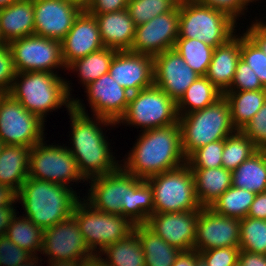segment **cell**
I'll return each instance as SVG.
<instances>
[{
  "label": "cell",
  "mask_w": 266,
  "mask_h": 266,
  "mask_svg": "<svg viewBox=\"0 0 266 266\" xmlns=\"http://www.w3.org/2000/svg\"><path fill=\"white\" fill-rule=\"evenodd\" d=\"M87 182L91 186L88 197H84L96 210L122 215L134 225L146 224L154 214L153 190L148 181L137 178L121 165L115 171L89 178Z\"/></svg>",
  "instance_id": "1"
},
{
  "label": "cell",
  "mask_w": 266,
  "mask_h": 266,
  "mask_svg": "<svg viewBox=\"0 0 266 266\" xmlns=\"http://www.w3.org/2000/svg\"><path fill=\"white\" fill-rule=\"evenodd\" d=\"M74 99L73 106L68 111L71 125L72 147L67 146L75 158L77 167L82 176L88 180L95 176L105 175L115 171L120 164L110 152V143L107 141L103 126L117 125L113 121L94 115L89 116L85 105L80 99ZM102 126V127H101Z\"/></svg>",
  "instance_id": "2"
},
{
  "label": "cell",
  "mask_w": 266,
  "mask_h": 266,
  "mask_svg": "<svg viewBox=\"0 0 266 266\" xmlns=\"http://www.w3.org/2000/svg\"><path fill=\"white\" fill-rule=\"evenodd\" d=\"M131 149L120 165L139 179L146 180L186 163L179 123L144 130Z\"/></svg>",
  "instance_id": "3"
},
{
  "label": "cell",
  "mask_w": 266,
  "mask_h": 266,
  "mask_svg": "<svg viewBox=\"0 0 266 266\" xmlns=\"http://www.w3.org/2000/svg\"><path fill=\"white\" fill-rule=\"evenodd\" d=\"M16 197L23 203L25 217L43 230L72 216L80 200L72 187L30 177Z\"/></svg>",
  "instance_id": "4"
},
{
  "label": "cell",
  "mask_w": 266,
  "mask_h": 266,
  "mask_svg": "<svg viewBox=\"0 0 266 266\" xmlns=\"http://www.w3.org/2000/svg\"><path fill=\"white\" fill-rule=\"evenodd\" d=\"M57 73L28 71L16 73L9 94L31 113L44 122L48 112L73 106L71 83Z\"/></svg>",
  "instance_id": "5"
},
{
  "label": "cell",
  "mask_w": 266,
  "mask_h": 266,
  "mask_svg": "<svg viewBox=\"0 0 266 266\" xmlns=\"http://www.w3.org/2000/svg\"><path fill=\"white\" fill-rule=\"evenodd\" d=\"M181 147L186 159L198 148L213 141L225 140L236 131L231 110L224 95L214 104L179 116Z\"/></svg>",
  "instance_id": "6"
},
{
  "label": "cell",
  "mask_w": 266,
  "mask_h": 266,
  "mask_svg": "<svg viewBox=\"0 0 266 266\" xmlns=\"http://www.w3.org/2000/svg\"><path fill=\"white\" fill-rule=\"evenodd\" d=\"M237 23L225 13L195 0L179 3V37L197 39L213 48L226 43L235 35Z\"/></svg>",
  "instance_id": "7"
},
{
  "label": "cell",
  "mask_w": 266,
  "mask_h": 266,
  "mask_svg": "<svg viewBox=\"0 0 266 266\" xmlns=\"http://www.w3.org/2000/svg\"><path fill=\"white\" fill-rule=\"evenodd\" d=\"M153 190L154 213L200 210L194 176L187 163L146 179Z\"/></svg>",
  "instance_id": "8"
},
{
  "label": "cell",
  "mask_w": 266,
  "mask_h": 266,
  "mask_svg": "<svg viewBox=\"0 0 266 266\" xmlns=\"http://www.w3.org/2000/svg\"><path fill=\"white\" fill-rule=\"evenodd\" d=\"M73 217L88 248L97 256L107 246L125 239L134 228L126 217L96 210L84 197L76 204Z\"/></svg>",
  "instance_id": "9"
},
{
  "label": "cell",
  "mask_w": 266,
  "mask_h": 266,
  "mask_svg": "<svg viewBox=\"0 0 266 266\" xmlns=\"http://www.w3.org/2000/svg\"><path fill=\"white\" fill-rule=\"evenodd\" d=\"M177 103L155 85L130 95L124 115L116 123L133 125L141 131L178 124ZM139 126V127H138Z\"/></svg>",
  "instance_id": "10"
},
{
  "label": "cell",
  "mask_w": 266,
  "mask_h": 266,
  "mask_svg": "<svg viewBox=\"0 0 266 266\" xmlns=\"http://www.w3.org/2000/svg\"><path fill=\"white\" fill-rule=\"evenodd\" d=\"M43 139L30 148L29 177L70 187L87 180L79 172L75 158L64 144L47 145ZM71 183L70 185H68Z\"/></svg>",
  "instance_id": "11"
},
{
  "label": "cell",
  "mask_w": 266,
  "mask_h": 266,
  "mask_svg": "<svg viewBox=\"0 0 266 266\" xmlns=\"http://www.w3.org/2000/svg\"><path fill=\"white\" fill-rule=\"evenodd\" d=\"M44 125V121L38 115L28 112L9 93L2 98L0 141L4 145L32 148L45 138Z\"/></svg>",
  "instance_id": "12"
},
{
  "label": "cell",
  "mask_w": 266,
  "mask_h": 266,
  "mask_svg": "<svg viewBox=\"0 0 266 266\" xmlns=\"http://www.w3.org/2000/svg\"><path fill=\"white\" fill-rule=\"evenodd\" d=\"M16 73L28 71L54 72L66 69L62 59L61 41L29 35L8 43Z\"/></svg>",
  "instance_id": "13"
},
{
  "label": "cell",
  "mask_w": 266,
  "mask_h": 266,
  "mask_svg": "<svg viewBox=\"0 0 266 266\" xmlns=\"http://www.w3.org/2000/svg\"><path fill=\"white\" fill-rule=\"evenodd\" d=\"M42 253L48 257L47 261L77 263L95 256L85 243L79 224L73 215L44 229L40 254Z\"/></svg>",
  "instance_id": "14"
},
{
  "label": "cell",
  "mask_w": 266,
  "mask_h": 266,
  "mask_svg": "<svg viewBox=\"0 0 266 266\" xmlns=\"http://www.w3.org/2000/svg\"><path fill=\"white\" fill-rule=\"evenodd\" d=\"M179 4L170 12L136 26L132 52L156 56L174 49L179 37Z\"/></svg>",
  "instance_id": "15"
},
{
  "label": "cell",
  "mask_w": 266,
  "mask_h": 266,
  "mask_svg": "<svg viewBox=\"0 0 266 266\" xmlns=\"http://www.w3.org/2000/svg\"><path fill=\"white\" fill-rule=\"evenodd\" d=\"M240 219L217 214L209 207H202L197 217L194 249L239 247Z\"/></svg>",
  "instance_id": "16"
},
{
  "label": "cell",
  "mask_w": 266,
  "mask_h": 266,
  "mask_svg": "<svg viewBox=\"0 0 266 266\" xmlns=\"http://www.w3.org/2000/svg\"><path fill=\"white\" fill-rule=\"evenodd\" d=\"M34 34L62 41L83 11L63 0H33Z\"/></svg>",
  "instance_id": "17"
},
{
  "label": "cell",
  "mask_w": 266,
  "mask_h": 266,
  "mask_svg": "<svg viewBox=\"0 0 266 266\" xmlns=\"http://www.w3.org/2000/svg\"><path fill=\"white\" fill-rule=\"evenodd\" d=\"M199 210L154 213L146 226L179 251L194 249Z\"/></svg>",
  "instance_id": "18"
},
{
  "label": "cell",
  "mask_w": 266,
  "mask_h": 266,
  "mask_svg": "<svg viewBox=\"0 0 266 266\" xmlns=\"http://www.w3.org/2000/svg\"><path fill=\"white\" fill-rule=\"evenodd\" d=\"M108 73L131 94L154 85L153 56L130 50L117 51Z\"/></svg>",
  "instance_id": "19"
},
{
  "label": "cell",
  "mask_w": 266,
  "mask_h": 266,
  "mask_svg": "<svg viewBox=\"0 0 266 266\" xmlns=\"http://www.w3.org/2000/svg\"><path fill=\"white\" fill-rule=\"evenodd\" d=\"M153 59L154 85L177 103L199 75L185 63L175 49L164 51Z\"/></svg>",
  "instance_id": "20"
},
{
  "label": "cell",
  "mask_w": 266,
  "mask_h": 266,
  "mask_svg": "<svg viewBox=\"0 0 266 266\" xmlns=\"http://www.w3.org/2000/svg\"><path fill=\"white\" fill-rule=\"evenodd\" d=\"M94 116L117 123L124 115L131 93L107 73L85 87Z\"/></svg>",
  "instance_id": "21"
},
{
  "label": "cell",
  "mask_w": 266,
  "mask_h": 266,
  "mask_svg": "<svg viewBox=\"0 0 266 266\" xmlns=\"http://www.w3.org/2000/svg\"><path fill=\"white\" fill-rule=\"evenodd\" d=\"M104 48L96 18L83 10L61 41L62 59L67 67L73 61Z\"/></svg>",
  "instance_id": "22"
},
{
  "label": "cell",
  "mask_w": 266,
  "mask_h": 266,
  "mask_svg": "<svg viewBox=\"0 0 266 266\" xmlns=\"http://www.w3.org/2000/svg\"><path fill=\"white\" fill-rule=\"evenodd\" d=\"M98 23L104 47L117 51L131 50L136 25L127 9L105 14H91Z\"/></svg>",
  "instance_id": "23"
},
{
  "label": "cell",
  "mask_w": 266,
  "mask_h": 266,
  "mask_svg": "<svg viewBox=\"0 0 266 266\" xmlns=\"http://www.w3.org/2000/svg\"><path fill=\"white\" fill-rule=\"evenodd\" d=\"M241 36L234 35L226 43L214 48L206 77L223 94L230 88L238 61L241 58Z\"/></svg>",
  "instance_id": "24"
},
{
  "label": "cell",
  "mask_w": 266,
  "mask_h": 266,
  "mask_svg": "<svg viewBox=\"0 0 266 266\" xmlns=\"http://www.w3.org/2000/svg\"><path fill=\"white\" fill-rule=\"evenodd\" d=\"M0 29L6 43L34 35L33 0H19L0 8Z\"/></svg>",
  "instance_id": "25"
},
{
  "label": "cell",
  "mask_w": 266,
  "mask_h": 266,
  "mask_svg": "<svg viewBox=\"0 0 266 266\" xmlns=\"http://www.w3.org/2000/svg\"><path fill=\"white\" fill-rule=\"evenodd\" d=\"M190 169L194 176L196 197L202 207H210L232 186V171L224 167Z\"/></svg>",
  "instance_id": "26"
},
{
  "label": "cell",
  "mask_w": 266,
  "mask_h": 266,
  "mask_svg": "<svg viewBox=\"0 0 266 266\" xmlns=\"http://www.w3.org/2000/svg\"><path fill=\"white\" fill-rule=\"evenodd\" d=\"M30 148L4 145L0 153V184L16 193L29 177Z\"/></svg>",
  "instance_id": "27"
},
{
  "label": "cell",
  "mask_w": 266,
  "mask_h": 266,
  "mask_svg": "<svg viewBox=\"0 0 266 266\" xmlns=\"http://www.w3.org/2000/svg\"><path fill=\"white\" fill-rule=\"evenodd\" d=\"M231 110V121L236 130H241L266 102V88L249 91H226Z\"/></svg>",
  "instance_id": "28"
},
{
  "label": "cell",
  "mask_w": 266,
  "mask_h": 266,
  "mask_svg": "<svg viewBox=\"0 0 266 266\" xmlns=\"http://www.w3.org/2000/svg\"><path fill=\"white\" fill-rule=\"evenodd\" d=\"M142 245L146 266H172L180 251L156 235L145 224L134 225Z\"/></svg>",
  "instance_id": "29"
},
{
  "label": "cell",
  "mask_w": 266,
  "mask_h": 266,
  "mask_svg": "<svg viewBox=\"0 0 266 266\" xmlns=\"http://www.w3.org/2000/svg\"><path fill=\"white\" fill-rule=\"evenodd\" d=\"M232 186L255 194L266 191V155L262 150L232 171Z\"/></svg>",
  "instance_id": "30"
},
{
  "label": "cell",
  "mask_w": 266,
  "mask_h": 266,
  "mask_svg": "<svg viewBox=\"0 0 266 266\" xmlns=\"http://www.w3.org/2000/svg\"><path fill=\"white\" fill-rule=\"evenodd\" d=\"M102 255L106 256L102 258ZM98 256L106 266H146L142 245L134 231L107 246Z\"/></svg>",
  "instance_id": "31"
},
{
  "label": "cell",
  "mask_w": 266,
  "mask_h": 266,
  "mask_svg": "<svg viewBox=\"0 0 266 266\" xmlns=\"http://www.w3.org/2000/svg\"><path fill=\"white\" fill-rule=\"evenodd\" d=\"M223 93L206 76H199L177 102L179 116L202 110L214 104Z\"/></svg>",
  "instance_id": "32"
},
{
  "label": "cell",
  "mask_w": 266,
  "mask_h": 266,
  "mask_svg": "<svg viewBox=\"0 0 266 266\" xmlns=\"http://www.w3.org/2000/svg\"><path fill=\"white\" fill-rule=\"evenodd\" d=\"M116 52L117 50L115 49L104 47L99 51L73 61L66 67V70L75 71L80 78V82L86 87L108 73Z\"/></svg>",
  "instance_id": "33"
},
{
  "label": "cell",
  "mask_w": 266,
  "mask_h": 266,
  "mask_svg": "<svg viewBox=\"0 0 266 266\" xmlns=\"http://www.w3.org/2000/svg\"><path fill=\"white\" fill-rule=\"evenodd\" d=\"M43 229L37 227L29 218L17 217L15 214L6 230L5 235L18 247L26 250L32 256H37V251H42Z\"/></svg>",
  "instance_id": "34"
},
{
  "label": "cell",
  "mask_w": 266,
  "mask_h": 266,
  "mask_svg": "<svg viewBox=\"0 0 266 266\" xmlns=\"http://www.w3.org/2000/svg\"><path fill=\"white\" fill-rule=\"evenodd\" d=\"M255 195L251 191L231 186L209 208L217 214L242 219L247 217Z\"/></svg>",
  "instance_id": "35"
},
{
  "label": "cell",
  "mask_w": 266,
  "mask_h": 266,
  "mask_svg": "<svg viewBox=\"0 0 266 266\" xmlns=\"http://www.w3.org/2000/svg\"><path fill=\"white\" fill-rule=\"evenodd\" d=\"M174 49L199 76H205L214 48L197 39L177 38Z\"/></svg>",
  "instance_id": "36"
},
{
  "label": "cell",
  "mask_w": 266,
  "mask_h": 266,
  "mask_svg": "<svg viewBox=\"0 0 266 266\" xmlns=\"http://www.w3.org/2000/svg\"><path fill=\"white\" fill-rule=\"evenodd\" d=\"M257 151L255 144L241 130H236L224 140L222 167L233 171Z\"/></svg>",
  "instance_id": "37"
},
{
  "label": "cell",
  "mask_w": 266,
  "mask_h": 266,
  "mask_svg": "<svg viewBox=\"0 0 266 266\" xmlns=\"http://www.w3.org/2000/svg\"><path fill=\"white\" fill-rule=\"evenodd\" d=\"M240 250L266 255V220L252 217L240 219Z\"/></svg>",
  "instance_id": "38"
},
{
  "label": "cell",
  "mask_w": 266,
  "mask_h": 266,
  "mask_svg": "<svg viewBox=\"0 0 266 266\" xmlns=\"http://www.w3.org/2000/svg\"><path fill=\"white\" fill-rule=\"evenodd\" d=\"M177 5L174 0H128L126 9L138 26L160 14L172 11Z\"/></svg>",
  "instance_id": "39"
},
{
  "label": "cell",
  "mask_w": 266,
  "mask_h": 266,
  "mask_svg": "<svg viewBox=\"0 0 266 266\" xmlns=\"http://www.w3.org/2000/svg\"><path fill=\"white\" fill-rule=\"evenodd\" d=\"M224 140L213 141L196 149L187 159L190 168L222 167Z\"/></svg>",
  "instance_id": "40"
},
{
  "label": "cell",
  "mask_w": 266,
  "mask_h": 266,
  "mask_svg": "<svg viewBox=\"0 0 266 266\" xmlns=\"http://www.w3.org/2000/svg\"><path fill=\"white\" fill-rule=\"evenodd\" d=\"M241 59L252 68L266 88V53L263 52L245 33L241 35Z\"/></svg>",
  "instance_id": "41"
},
{
  "label": "cell",
  "mask_w": 266,
  "mask_h": 266,
  "mask_svg": "<svg viewBox=\"0 0 266 266\" xmlns=\"http://www.w3.org/2000/svg\"><path fill=\"white\" fill-rule=\"evenodd\" d=\"M265 87L248 64L240 58L230 88L227 91L260 90Z\"/></svg>",
  "instance_id": "42"
},
{
  "label": "cell",
  "mask_w": 266,
  "mask_h": 266,
  "mask_svg": "<svg viewBox=\"0 0 266 266\" xmlns=\"http://www.w3.org/2000/svg\"><path fill=\"white\" fill-rule=\"evenodd\" d=\"M241 131L255 144L258 150L266 147V102Z\"/></svg>",
  "instance_id": "43"
},
{
  "label": "cell",
  "mask_w": 266,
  "mask_h": 266,
  "mask_svg": "<svg viewBox=\"0 0 266 266\" xmlns=\"http://www.w3.org/2000/svg\"><path fill=\"white\" fill-rule=\"evenodd\" d=\"M32 255L18 247L6 235L0 236V266H18Z\"/></svg>",
  "instance_id": "44"
},
{
  "label": "cell",
  "mask_w": 266,
  "mask_h": 266,
  "mask_svg": "<svg viewBox=\"0 0 266 266\" xmlns=\"http://www.w3.org/2000/svg\"><path fill=\"white\" fill-rule=\"evenodd\" d=\"M239 247H226L200 251L199 255L208 266H234L238 263Z\"/></svg>",
  "instance_id": "45"
},
{
  "label": "cell",
  "mask_w": 266,
  "mask_h": 266,
  "mask_svg": "<svg viewBox=\"0 0 266 266\" xmlns=\"http://www.w3.org/2000/svg\"><path fill=\"white\" fill-rule=\"evenodd\" d=\"M15 77L16 70L9 45L0 44V89L9 93Z\"/></svg>",
  "instance_id": "46"
},
{
  "label": "cell",
  "mask_w": 266,
  "mask_h": 266,
  "mask_svg": "<svg viewBox=\"0 0 266 266\" xmlns=\"http://www.w3.org/2000/svg\"><path fill=\"white\" fill-rule=\"evenodd\" d=\"M198 4L211 7L228 15L236 22L240 15H244V11L248 9L249 2L247 0H195ZM247 7V8H246ZM238 18V19H237Z\"/></svg>",
  "instance_id": "47"
},
{
  "label": "cell",
  "mask_w": 266,
  "mask_h": 266,
  "mask_svg": "<svg viewBox=\"0 0 266 266\" xmlns=\"http://www.w3.org/2000/svg\"><path fill=\"white\" fill-rule=\"evenodd\" d=\"M128 0H90L86 11L89 14H105L127 8Z\"/></svg>",
  "instance_id": "48"
},
{
  "label": "cell",
  "mask_w": 266,
  "mask_h": 266,
  "mask_svg": "<svg viewBox=\"0 0 266 266\" xmlns=\"http://www.w3.org/2000/svg\"><path fill=\"white\" fill-rule=\"evenodd\" d=\"M263 52L266 53V28L256 20L244 32Z\"/></svg>",
  "instance_id": "49"
},
{
  "label": "cell",
  "mask_w": 266,
  "mask_h": 266,
  "mask_svg": "<svg viewBox=\"0 0 266 266\" xmlns=\"http://www.w3.org/2000/svg\"><path fill=\"white\" fill-rule=\"evenodd\" d=\"M247 216L266 220V191L255 195Z\"/></svg>",
  "instance_id": "50"
},
{
  "label": "cell",
  "mask_w": 266,
  "mask_h": 266,
  "mask_svg": "<svg viewBox=\"0 0 266 266\" xmlns=\"http://www.w3.org/2000/svg\"><path fill=\"white\" fill-rule=\"evenodd\" d=\"M238 263L240 266H266V255L240 250Z\"/></svg>",
  "instance_id": "51"
},
{
  "label": "cell",
  "mask_w": 266,
  "mask_h": 266,
  "mask_svg": "<svg viewBox=\"0 0 266 266\" xmlns=\"http://www.w3.org/2000/svg\"><path fill=\"white\" fill-rule=\"evenodd\" d=\"M14 203L12 206L0 207V236L5 235L7 228L10 225L12 217L17 214L14 209Z\"/></svg>",
  "instance_id": "52"
},
{
  "label": "cell",
  "mask_w": 266,
  "mask_h": 266,
  "mask_svg": "<svg viewBox=\"0 0 266 266\" xmlns=\"http://www.w3.org/2000/svg\"><path fill=\"white\" fill-rule=\"evenodd\" d=\"M196 250L180 251L172 266H195Z\"/></svg>",
  "instance_id": "53"
},
{
  "label": "cell",
  "mask_w": 266,
  "mask_h": 266,
  "mask_svg": "<svg viewBox=\"0 0 266 266\" xmlns=\"http://www.w3.org/2000/svg\"><path fill=\"white\" fill-rule=\"evenodd\" d=\"M17 193L10 187L0 184V207L12 206L17 203Z\"/></svg>",
  "instance_id": "54"
},
{
  "label": "cell",
  "mask_w": 266,
  "mask_h": 266,
  "mask_svg": "<svg viewBox=\"0 0 266 266\" xmlns=\"http://www.w3.org/2000/svg\"><path fill=\"white\" fill-rule=\"evenodd\" d=\"M81 266H106L99 256L95 255L93 258L81 262Z\"/></svg>",
  "instance_id": "55"
},
{
  "label": "cell",
  "mask_w": 266,
  "mask_h": 266,
  "mask_svg": "<svg viewBox=\"0 0 266 266\" xmlns=\"http://www.w3.org/2000/svg\"><path fill=\"white\" fill-rule=\"evenodd\" d=\"M48 266H81V263L67 261H48Z\"/></svg>",
  "instance_id": "56"
},
{
  "label": "cell",
  "mask_w": 266,
  "mask_h": 266,
  "mask_svg": "<svg viewBox=\"0 0 266 266\" xmlns=\"http://www.w3.org/2000/svg\"><path fill=\"white\" fill-rule=\"evenodd\" d=\"M63 1H67V2H70L72 4H75L76 6L81 8L82 10H86L87 7L89 6V3H90V0H63Z\"/></svg>",
  "instance_id": "57"
},
{
  "label": "cell",
  "mask_w": 266,
  "mask_h": 266,
  "mask_svg": "<svg viewBox=\"0 0 266 266\" xmlns=\"http://www.w3.org/2000/svg\"><path fill=\"white\" fill-rule=\"evenodd\" d=\"M38 260H40V262L42 261L41 259H39L38 256H32L30 259H28L26 262L18 265V266H41L38 262ZM39 264V265H38Z\"/></svg>",
  "instance_id": "58"
},
{
  "label": "cell",
  "mask_w": 266,
  "mask_h": 266,
  "mask_svg": "<svg viewBox=\"0 0 266 266\" xmlns=\"http://www.w3.org/2000/svg\"><path fill=\"white\" fill-rule=\"evenodd\" d=\"M195 266H208L205 260L199 255V252L196 251V263Z\"/></svg>",
  "instance_id": "59"
},
{
  "label": "cell",
  "mask_w": 266,
  "mask_h": 266,
  "mask_svg": "<svg viewBox=\"0 0 266 266\" xmlns=\"http://www.w3.org/2000/svg\"><path fill=\"white\" fill-rule=\"evenodd\" d=\"M19 0H0V8L7 7Z\"/></svg>",
  "instance_id": "60"
},
{
  "label": "cell",
  "mask_w": 266,
  "mask_h": 266,
  "mask_svg": "<svg viewBox=\"0 0 266 266\" xmlns=\"http://www.w3.org/2000/svg\"><path fill=\"white\" fill-rule=\"evenodd\" d=\"M7 93L4 92L3 90L0 89V104H1V100L2 98L6 95Z\"/></svg>",
  "instance_id": "61"
},
{
  "label": "cell",
  "mask_w": 266,
  "mask_h": 266,
  "mask_svg": "<svg viewBox=\"0 0 266 266\" xmlns=\"http://www.w3.org/2000/svg\"><path fill=\"white\" fill-rule=\"evenodd\" d=\"M0 44H6V42L3 40L1 29H0Z\"/></svg>",
  "instance_id": "62"
},
{
  "label": "cell",
  "mask_w": 266,
  "mask_h": 266,
  "mask_svg": "<svg viewBox=\"0 0 266 266\" xmlns=\"http://www.w3.org/2000/svg\"><path fill=\"white\" fill-rule=\"evenodd\" d=\"M260 23H262V25L266 28V22H264V20L260 19Z\"/></svg>",
  "instance_id": "63"
},
{
  "label": "cell",
  "mask_w": 266,
  "mask_h": 266,
  "mask_svg": "<svg viewBox=\"0 0 266 266\" xmlns=\"http://www.w3.org/2000/svg\"><path fill=\"white\" fill-rule=\"evenodd\" d=\"M3 146H4V144L0 141V153H1Z\"/></svg>",
  "instance_id": "64"
},
{
  "label": "cell",
  "mask_w": 266,
  "mask_h": 266,
  "mask_svg": "<svg viewBox=\"0 0 266 266\" xmlns=\"http://www.w3.org/2000/svg\"><path fill=\"white\" fill-rule=\"evenodd\" d=\"M249 3H253V2H256V1H259V0H247Z\"/></svg>",
  "instance_id": "65"
},
{
  "label": "cell",
  "mask_w": 266,
  "mask_h": 266,
  "mask_svg": "<svg viewBox=\"0 0 266 266\" xmlns=\"http://www.w3.org/2000/svg\"><path fill=\"white\" fill-rule=\"evenodd\" d=\"M177 4H179L180 2H182L183 0H174Z\"/></svg>",
  "instance_id": "66"
},
{
  "label": "cell",
  "mask_w": 266,
  "mask_h": 266,
  "mask_svg": "<svg viewBox=\"0 0 266 266\" xmlns=\"http://www.w3.org/2000/svg\"><path fill=\"white\" fill-rule=\"evenodd\" d=\"M262 151H263V152L265 153V155H266V147L263 148Z\"/></svg>",
  "instance_id": "67"
}]
</instances>
